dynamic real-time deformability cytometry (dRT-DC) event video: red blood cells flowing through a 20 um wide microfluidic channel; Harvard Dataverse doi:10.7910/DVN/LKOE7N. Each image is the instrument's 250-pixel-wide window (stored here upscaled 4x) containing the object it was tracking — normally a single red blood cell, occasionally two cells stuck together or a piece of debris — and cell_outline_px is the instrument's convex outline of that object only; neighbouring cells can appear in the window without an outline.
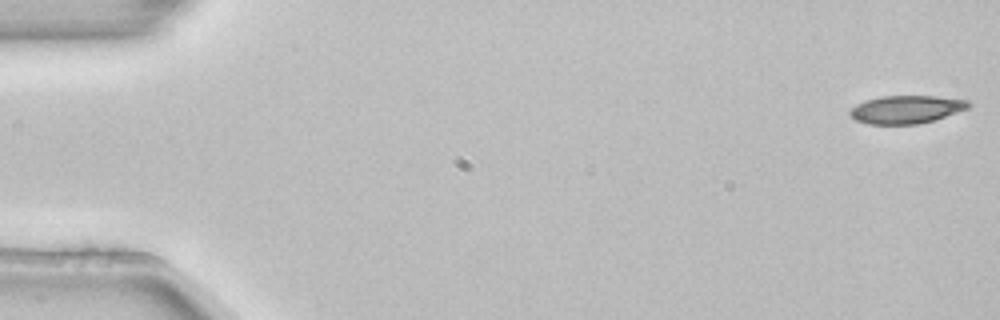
{"species": "common noctule bat (a hibernating species)", "species_latin": "Nyctalus noctula", "temperature_condition": "room temperature", "stored_images_in_passage": 4, "camera_frame_rate_fps": 3000, "um_per_image_px": 0.085, "animal": {"sex": "female", "body_mass_g": 22.7, "forearm_length_mm": 54.2}, "frame": {"image": 1, "passage_image": 1, "time_ms": 0.0, "image_size_px": [1000, 320], "cell_outline_px": [[972, 104], [968, 108], [932, 120], [916, 124], [868, 124], [856, 120], [848, 112], [856, 104], [864, 100], [880, 96], [936, 96], [968, 100]], "centroid_in_image_um": [77.01, 9.29], "position_along_channel_um": 8.0, "area_um2": 19.19}}
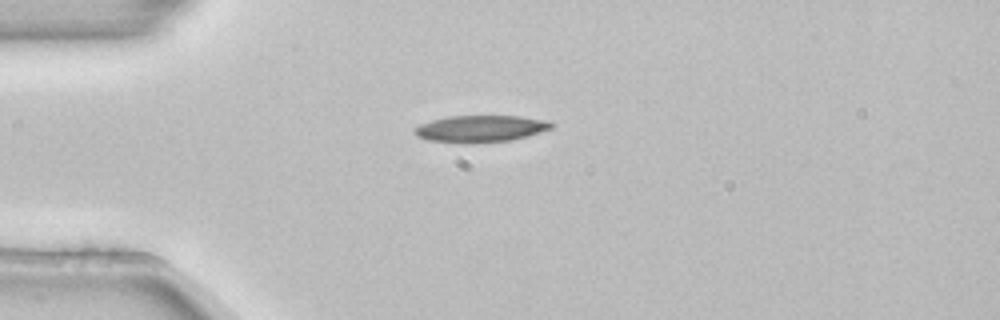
{"frame": {"image": 2, "passage_image": 4, "time_ms": 1.0, "image_size_px": [1000, 320], "cell_outline_px": [[552, 128], [512, 140], [428, 140], [416, 136], [412, 132], [412, 128], [420, 124], [432, 120], [448, 116], [520, 116], [548, 120], [552, 124]], "centroid_in_image_um": [40.83, 10.88], "position_along_channel_um": 44.2, "area_um2": 20.29}}